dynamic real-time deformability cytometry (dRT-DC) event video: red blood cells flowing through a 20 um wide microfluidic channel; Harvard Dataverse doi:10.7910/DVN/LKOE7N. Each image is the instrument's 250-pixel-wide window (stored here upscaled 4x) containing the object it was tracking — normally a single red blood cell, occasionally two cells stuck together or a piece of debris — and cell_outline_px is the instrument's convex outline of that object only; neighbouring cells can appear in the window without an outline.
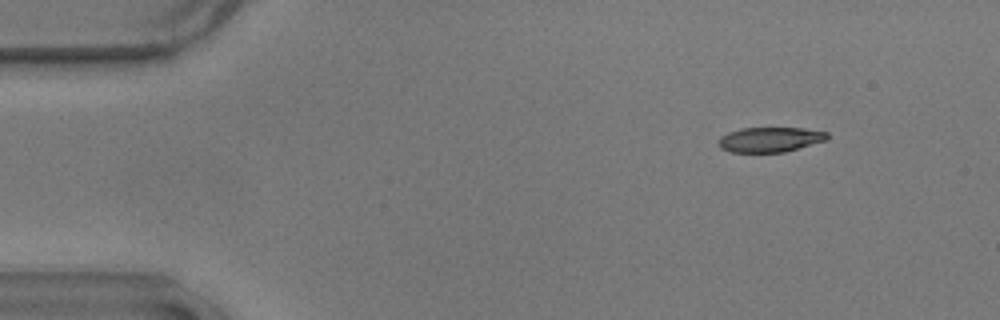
{"species": "common noctule bat (a hibernating species)", "species_latin": "Nyctalus noctula", "temperature_condition": "warm", "stored_images_in_passage": 56, "camera_frame_rate_fps": 3000, "um_per_image_px": 0.085, "animal": {"sex": "male", "body_mass_g": 17.9}, "frame": {"image": 1, "passage_image": 7, "time_ms": 2.0, "image_size_px": [1000, 320], "cell_outline_px": [[828, 140], [784, 152], [732, 152], [720, 148], [716, 144], [716, 140], [720, 136], [728, 132], [740, 128], [804, 128], [828, 132]], "centroid_in_image_um": [65.42, 11.86], "position_along_channel_um": 19.6, "area_um2": 16.01}}
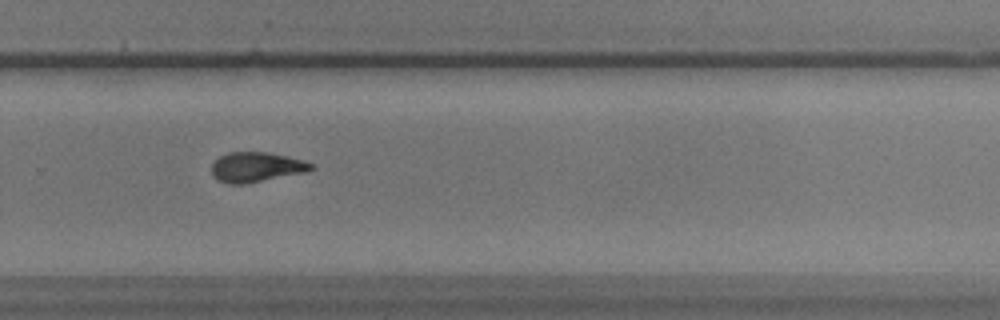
{"frame": {"image": 2, "passage_image": 38, "time_ms": 12.333, "image_size_px": [1000, 320], "cell_outline_px": [[316, 168], [304, 172], [244, 184], [228, 184], [216, 180], [212, 176], [212, 164], [220, 156], [228, 152], [268, 152], [304, 160], [312, 164]], "centroid_in_image_um": [21.75, 14.2], "position_along_channel_um": 308.0, "area_um2": 17.28}}
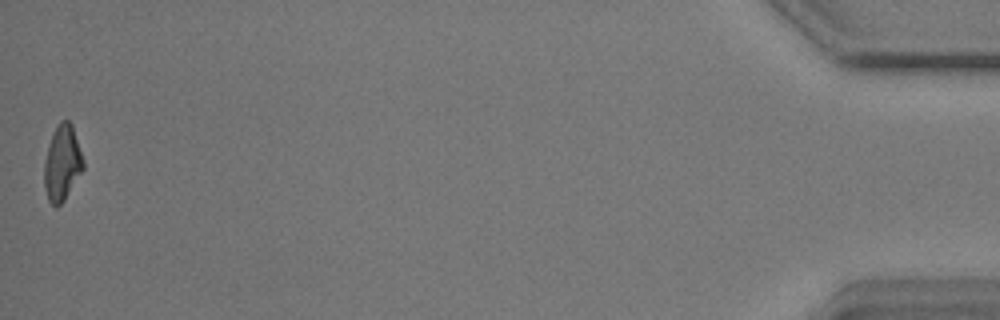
{"frame": {"image": 3, "passage_image": 56, "time_ms": 18.333, "image_size_px": [1000, 320], "cell_outline_px": [[84, 168], [64, 200], [56, 208], [48, 200], [44, 188], [44, 160], [48, 144], [60, 120], [68, 120], [72, 124], [84, 160]], "centroid_in_image_um": [5.28, 13.87], "position_along_channel_um": 429.9, "area_um2": 17.17}, "authors_computed_cell_mechanics": {"area_um2": 17.2533, "velocity_mm_per_s": 3.6206, "shape_relaxation_time_tau1_ms": 8.2974, "shape_relaxation_time_tau2_ms": 2.2901, "deformation_change_tau1": 0.2364, "deformation_change_tau2": 0.0852}}